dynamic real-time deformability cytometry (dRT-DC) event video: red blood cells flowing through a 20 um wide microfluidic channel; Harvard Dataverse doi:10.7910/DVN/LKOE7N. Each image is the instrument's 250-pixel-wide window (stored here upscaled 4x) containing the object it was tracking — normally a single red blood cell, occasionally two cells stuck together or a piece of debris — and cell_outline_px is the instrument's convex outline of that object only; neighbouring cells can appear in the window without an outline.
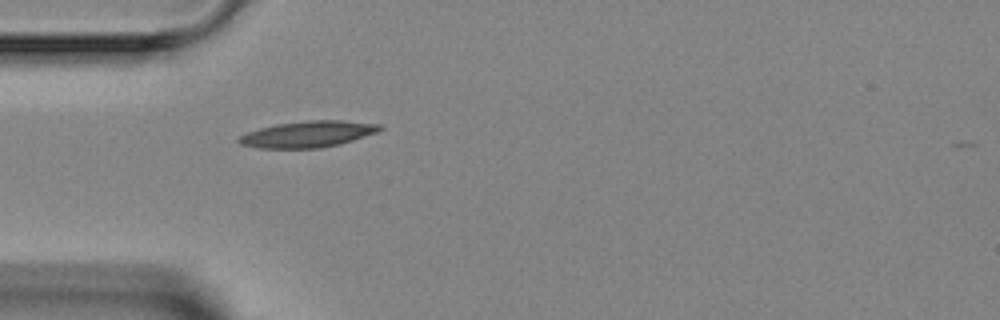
{"species": "Egyptian fruit bat (a non-hibernating species)", "species_latin": "Rousettus aegyptiacus", "temperature_condition": "room temperature", "stored_images_in_passage": 1, "camera_frame_rate_fps": 3000, "um_per_image_px": 0.085, "animal": {"sex": "female"}, "frame": {"image": 1, "passage_image": 1, "time_ms": 0.0, "image_size_px": [1000, 320], "cell_outline_px": [[384, 128], [376, 132], [340, 144], [320, 148], [260, 148], [240, 144], [236, 140], [240, 136], [248, 132], [260, 128], [276, 124], [308, 120], [340, 120], [380, 124]], "centroid_in_image_um": [26.16, 11.4], "position_along_channel_um": 58.8, "area_um2": 21.44}}